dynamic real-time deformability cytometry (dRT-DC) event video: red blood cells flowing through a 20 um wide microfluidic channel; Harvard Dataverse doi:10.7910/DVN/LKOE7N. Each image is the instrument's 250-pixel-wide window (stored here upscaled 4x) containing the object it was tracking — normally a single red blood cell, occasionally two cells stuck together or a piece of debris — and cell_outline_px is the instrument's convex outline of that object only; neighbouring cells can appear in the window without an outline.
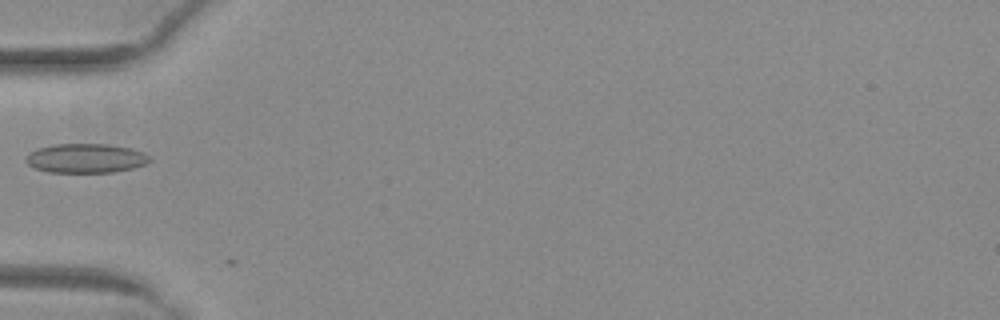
{"species": "common noctule bat (a hibernating species)", "species_latin": "Nyctalus noctula", "temperature_condition": "warm", "stored_images_in_passage": 2, "camera_frame_rate_fps": 3000, "um_per_image_px": 0.085, "animal": {"sex": "female", "body_mass_g": 29.2, "forearm_length_mm": 56.3}, "frame": {"image": 1, "passage_image": 1, "time_ms": 0.0, "image_size_px": [1000, 320], "cell_outline_px": [[152, 160], [144, 164], [132, 168], [112, 172], [48, 172], [36, 168], [28, 164], [24, 160], [28, 152], [36, 148], [52, 144], [108, 144], [132, 148], [144, 152]], "centroid_in_image_um": [7.26, 13.44], "position_along_channel_um": 77.7, "area_um2": 21.21}}